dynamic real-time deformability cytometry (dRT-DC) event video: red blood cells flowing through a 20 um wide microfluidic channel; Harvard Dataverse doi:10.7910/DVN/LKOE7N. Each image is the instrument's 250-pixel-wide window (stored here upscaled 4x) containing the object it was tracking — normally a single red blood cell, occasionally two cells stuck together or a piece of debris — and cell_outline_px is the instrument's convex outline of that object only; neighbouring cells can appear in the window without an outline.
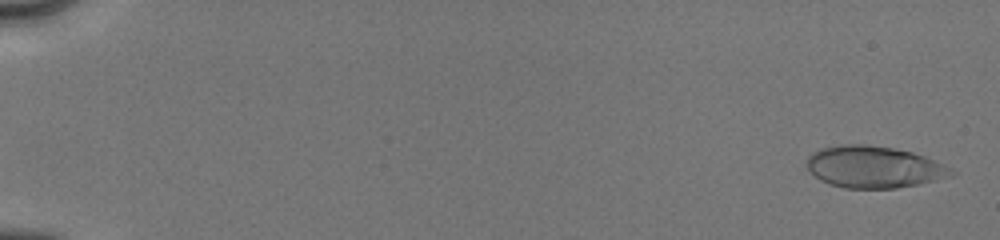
{"species": "human", "species_latin": "Homo sapiens", "temperature_condition": "cold", "stored_images_in_passage": 61, "camera_frame_rate_fps": 3000, "um_per_image_px": 0.085, "donor": {"sex": "male"}, "frame": {"image": 1, "passage_image": 2, "time_ms": 0.333, "image_size_px": [1000, 240], "cell_outline_px": [[956, 172], [952, 176], [936, 180], [896, 188], [844, 188], [828, 184], [820, 180], [808, 168], [808, 156], [812, 152], [820, 148], [840, 144], [868, 144], [892, 148], [912, 152], [924, 156], [944, 164]], "centroid_in_image_um": [74.27, 14.19], "position_along_channel_um": 10.7, "area_um2": 35.14}}
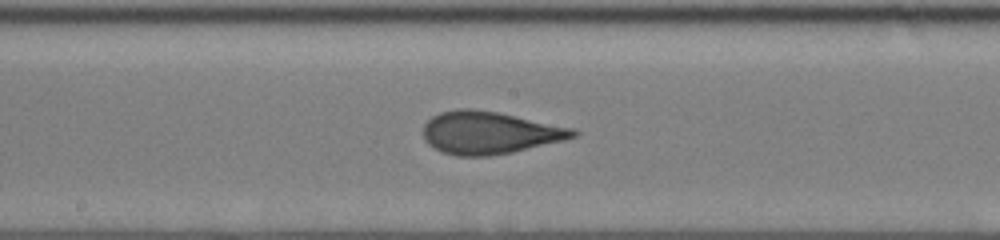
{"frame": {"image": 2, "passage_image": 35, "time_ms": 9.667, "image_size_px": [1000, 240], "cell_outline_px": [[580, 132], [576, 136], [564, 140], [512, 152], [488, 156], [456, 156], [440, 152], [428, 144], [424, 140], [424, 124], [432, 116], [440, 112], [456, 108], [472, 108], [496, 112], [576, 128]], "centroid_in_image_um": [41.59, 11.28], "position_along_channel_um": 206.6, "area_um2": 37.28}}
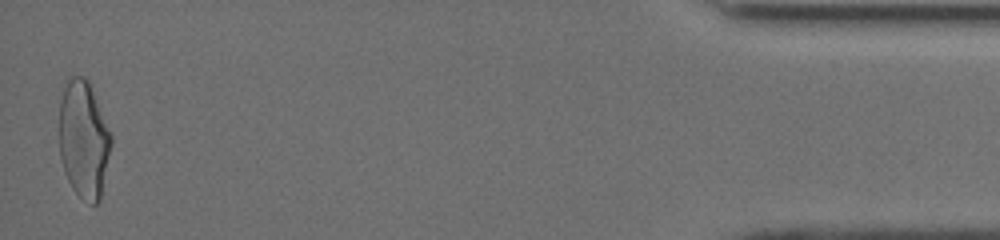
{"frame": {"image": 3, "passage_image": 61, "time_ms": 17.0, "image_size_px": [1000, 240], "cell_outline_px": [[112, 144], [100, 200], [96, 204], [92, 204], [80, 196], [72, 188], [64, 172], [60, 156], [60, 100], [68, 76], [84, 76], [88, 80], [112, 136]], "centroid_in_image_um": [7.12, 11.85], "position_along_channel_um": 428.1, "area_um2": 35.37}, "authors_computed_cell_mechanics": {"area_um2": 35.4892, "velocity_mm_per_s": 4.0432, "shape_relaxation_time_tau1_ms": 8.5195, "shape_relaxation_time_tau2_ms": 0.8147, "deformation_change_tau1": 0.2332, "deformation_change_tau2": 0.0794}}